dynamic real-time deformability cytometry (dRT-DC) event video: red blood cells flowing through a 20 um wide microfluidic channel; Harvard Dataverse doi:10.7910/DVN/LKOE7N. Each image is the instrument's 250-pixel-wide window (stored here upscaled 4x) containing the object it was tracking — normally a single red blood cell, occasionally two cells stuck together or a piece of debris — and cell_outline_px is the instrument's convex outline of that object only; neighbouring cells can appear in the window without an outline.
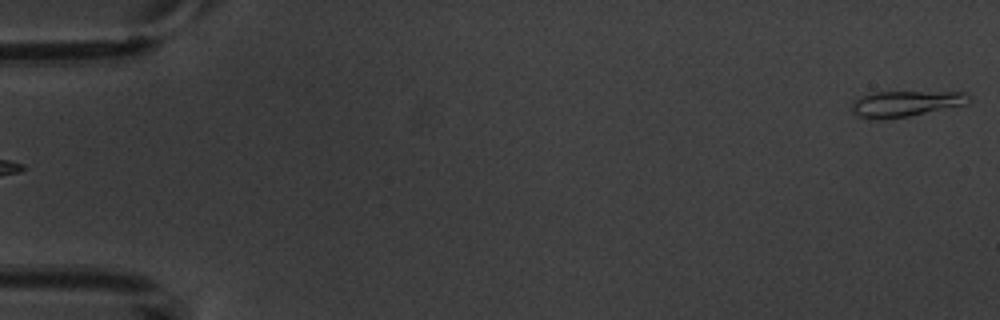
{"species": "common noctule bat (a hibernating species)", "species_latin": "Nyctalus noctula", "temperature_condition": "warm", "stored_images_in_passage": 5, "segment_of_instrument_passage": [2, 2], "camera_frame_rate_fps": 3000, "um_per_image_px": 0.085, "animal": {"sex": "male", "body_mass_g": 20.1, "forearm_length_mm": 53.5}, "frame": {"image": 1, "passage_image": 5, "time_ms": 4.667, "image_size_px": [1000, 320], "cell_outline_px": [[972, 100], [964, 104], [908, 116], [884, 120], [872, 120], [856, 116], [852, 112], [852, 100], [860, 96], [872, 92], [964, 92]], "centroid_in_image_um": [76.86, 8.82], "position_along_channel_um": 8.1, "area_um2": 17.69}}